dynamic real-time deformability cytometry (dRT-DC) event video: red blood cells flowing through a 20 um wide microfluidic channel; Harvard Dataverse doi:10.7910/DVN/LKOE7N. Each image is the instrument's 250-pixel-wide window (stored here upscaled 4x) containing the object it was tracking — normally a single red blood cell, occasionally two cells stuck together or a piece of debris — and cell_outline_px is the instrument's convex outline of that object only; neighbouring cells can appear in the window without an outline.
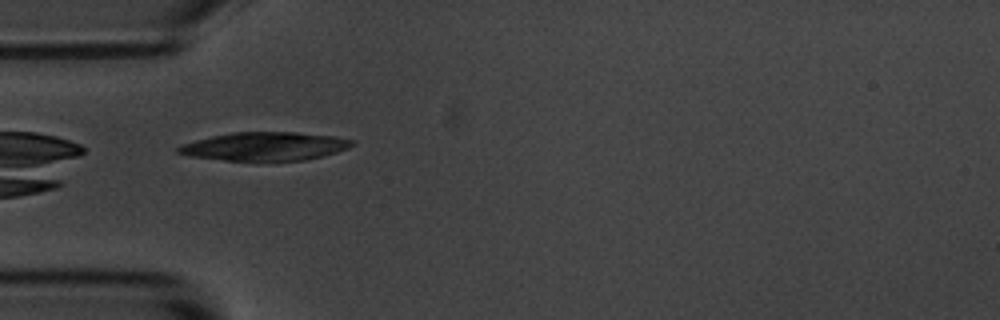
{"species": "common noctule bat (a hibernating species)", "species_latin": "Nyctalus noctula", "temperature_condition": "room temperature", "stored_images_in_passage": 5, "camera_frame_rate_fps": 3000, "um_per_image_px": 0.085, "animal": {"sex": "male", "body_mass_g": 20.1, "forearm_length_mm": 53.5}, "frame": {"image": 1, "passage_image": 4, "time_ms": 3.333, "image_size_px": [1000, 320], "cell_outline_px": [[356, 144], [348, 148], [324, 156], [304, 160], [224, 160], [192, 156], [176, 152], [176, 148], [180, 144], [212, 136], [232, 132], [296, 132], [336, 136], [352, 140]], "centroid_in_image_um": [22.53, 12.43], "position_along_channel_um": 62.5, "area_um2": 28.67}}
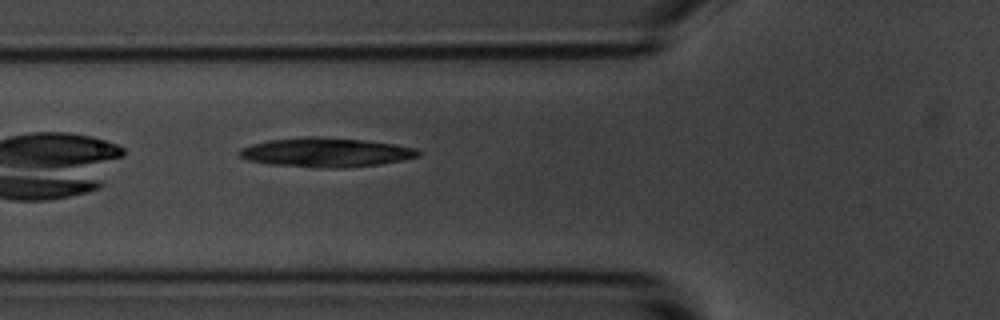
{"frame": {"image": 2, "passage_image": 5, "time_ms": 4.333, "image_size_px": [1000, 320], "cell_outline_px": [[420, 156], [404, 160], [380, 164], [344, 168], [320, 168], [268, 164], [248, 160], [240, 156], [236, 152], [240, 148], [252, 144], [268, 140], [304, 136], [316, 136], [360, 140], [416, 148], [420, 152]], "centroid_in_image_um": [27.65, 12.96], "position_along_channel_um": 98.2, "area_um2": 30.46}}